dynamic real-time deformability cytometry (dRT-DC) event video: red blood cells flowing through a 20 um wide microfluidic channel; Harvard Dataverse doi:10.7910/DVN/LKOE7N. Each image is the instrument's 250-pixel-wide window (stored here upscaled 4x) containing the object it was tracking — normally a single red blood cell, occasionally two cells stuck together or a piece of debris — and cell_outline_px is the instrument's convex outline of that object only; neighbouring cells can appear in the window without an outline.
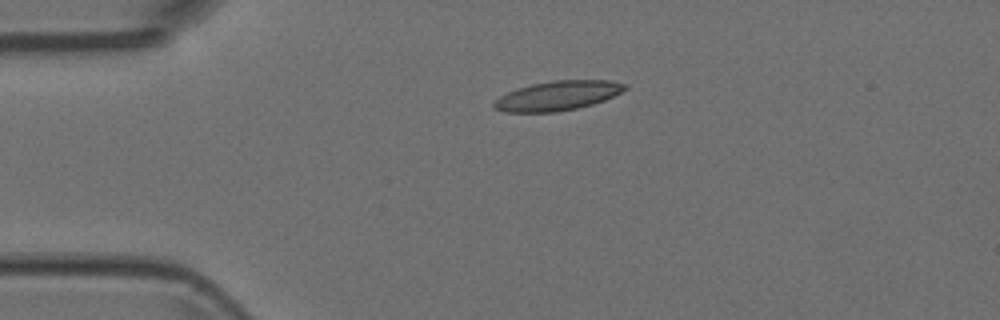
{"species": "Egyptian fruit bat (a non-hibernating species)", "species_latin": "Rousettus aegyptiacus", "temperature_condition": "room temperature", "stored_images_in_passage": 2, "camera_frame_rate_fps": 3000, "um_per_image_px": 0.085, "animal": {"sex": "female"}, "frame": {"image": 1, "passage_image": 1, "time_ms": 0.0, "image_size_px": [1000, 320], "cell_outline_px": [[628, 88], [604, 100], [592, 104], [576, 108], [556, 112], [504, 112], [496, 108], [492, 104], [500, 96], [516, 88], [532, 84], [552, 80], [608, 80], [628, 84]], "centroid_in_image_um": [47.4, 8.12], "position_along_channel_um": 37.6, "area_um2": 22.37}}